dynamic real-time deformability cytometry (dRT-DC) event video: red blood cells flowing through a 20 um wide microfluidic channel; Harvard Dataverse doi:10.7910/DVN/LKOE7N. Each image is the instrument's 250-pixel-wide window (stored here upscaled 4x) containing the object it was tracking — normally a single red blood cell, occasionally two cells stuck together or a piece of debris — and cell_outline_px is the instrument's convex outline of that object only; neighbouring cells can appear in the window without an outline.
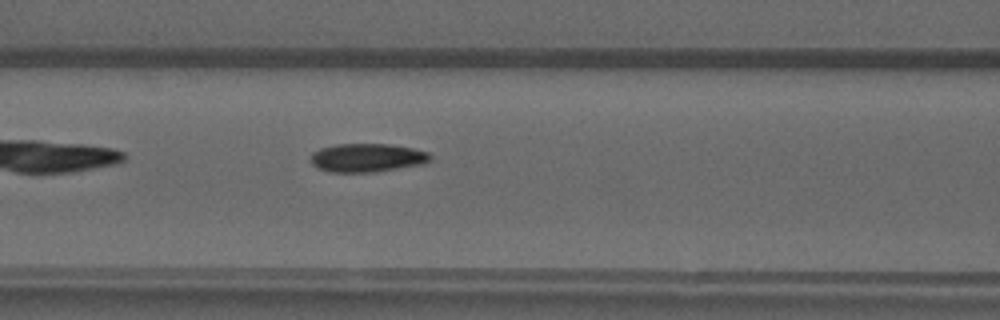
{"species": "common noctule bat (a hibernating species)", "species_latin": "Nyctalus noctula", "temperature_condition": "warm", "stored_images_in_passage": 32, "camera_frame_rate_fps": 3000, "um_per_image_px": 0.085, "animal": {"sex": "male", "forearm_length_mm": 52.5}, "frame": {"image": 1, "passage_image": 6, "time_ms": 1.667, "image_size_px": [1000, 320], "cell_outline_px": [[432, 160], [424, 164], [376, 172], [328, 172], [316, 168], [312, 164], [312, 152], [320, 148], [336, 144], [388, 144], [412, 148], [428, 152], [432, 156]], "centroid_in_image_um": [31.22, 13.41], "position_along_channel_um": 135.4, "area_um2": 20.06}}
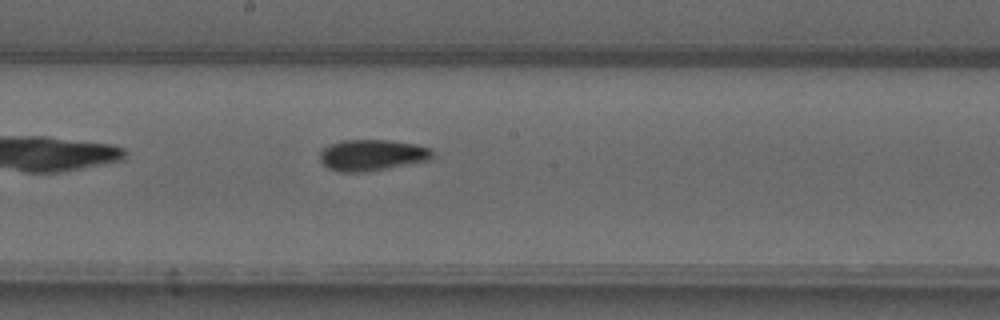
{"frame": {"image": 2, "passage_image": 12, "time_ms": 3.667, "image_size_px": [1000, 320], "cell_outline_px": [[432, 160], [364, 172], [340, 172], [328, 168], [320, 160], [320, 152], [324, 148], [340, 140], [388, 140], [416, 144], [432, 148]], "centroid_in_image_um": [31.65, 13.18], "position_along_channel_um": 216.6, "area_um2": 20.46}}
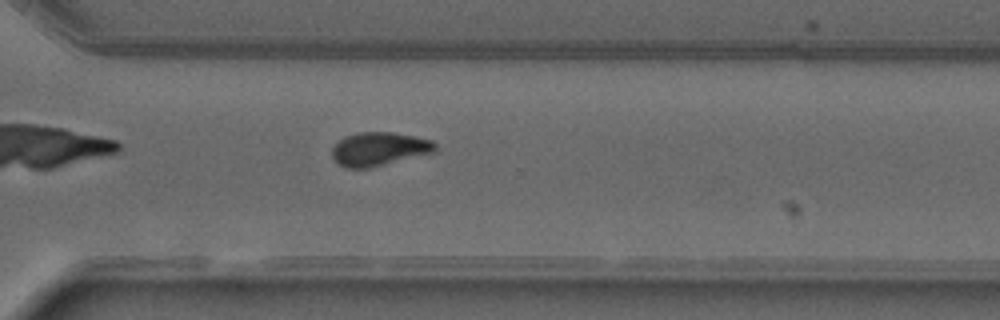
{"frame": {"image": 3, "passage_image": 21, "time_ms": 6.667, "image_size_px": [1000, 320], "cell_outline_px": [[436, 152], [368, 168], [344, 168], [332, 160], [332, 148], [344, 136], [360, 132], [392, 132], [432, 140], [436, 144]], "centroid_in_image_um": [32.2, 12.67], "position_along_channel_um": 338.4, "area_um2": 20.23}, "authors_computed_cell_mechanics": {"area_um2": 19.9988, "velocity_mm_per_s": 4.0718, "shape_relaxation_time_tau1_ms": 6.2104, "shape_relaxation_time_tau2_ms": 2.0162, "deformation_change_tau1": 0.2024, "deformation_change_tau2": 0.0746}}